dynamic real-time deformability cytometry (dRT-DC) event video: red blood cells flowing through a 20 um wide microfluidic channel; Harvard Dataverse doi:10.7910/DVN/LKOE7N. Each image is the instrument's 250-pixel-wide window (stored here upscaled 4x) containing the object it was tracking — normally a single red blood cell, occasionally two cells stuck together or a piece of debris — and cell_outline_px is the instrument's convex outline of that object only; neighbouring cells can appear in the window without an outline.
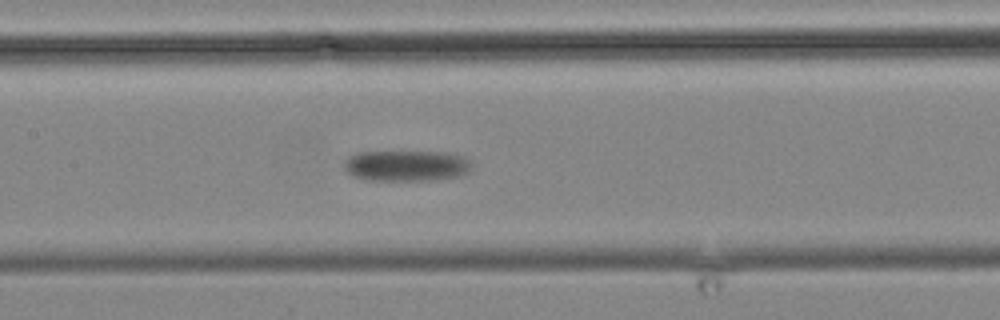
{"species": "common noctule bat (a hibernating species)", "species_latin": "Nyctalus noctula", "temperature_condition": "cold", "stored_images_in_passage": 14, "camera_frame_rate_fps": 3000, "um_per_image_px": 0.085, "animal": {"sex": "male", "body_mass_g": 19.2, "forearm_length_mm": 51.8}, "frame": {"image": 1, "passage_image": 14, "time_ms": 15.667, "image_size_px": [1000, 320], "cell_outline_px": [[472, 164], [468, 172], [460, 176], [436, 180], [368, 180], [352, 176], [344, 168], [344, 160], [348, 156], [356, 152], [444, 152], [464, 156]], "centroid_in_image_um": [34.53, 14.09], "position_along_channel_um": 172.9, "area_um2": 23.12}}